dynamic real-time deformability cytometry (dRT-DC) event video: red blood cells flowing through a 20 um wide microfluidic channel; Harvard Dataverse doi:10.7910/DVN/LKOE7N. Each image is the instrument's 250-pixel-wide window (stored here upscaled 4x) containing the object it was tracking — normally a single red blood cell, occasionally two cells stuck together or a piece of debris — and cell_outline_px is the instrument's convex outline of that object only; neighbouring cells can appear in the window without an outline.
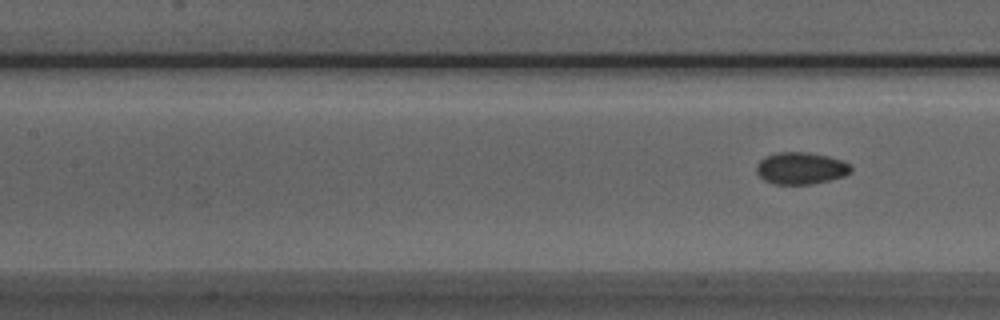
{"species": "Egyptian fruit bat (a non-hibernating species)", "species_latin": "Rousettus aegyptiacus", "temperature_condition": "room temperature", "stored_images_in_passage": 12, "camera_frame_rate_fps": 3000, "um_per_image_px": 0.085, "animal": {"sex": "male"}, "frame": {"image": 1, "passage_image": 12, "time_ms": 3.667, "image_size_px": [1000, 320], "cell_outline_px": [[852, 172], [844, 176], [812, 184], [776, 184], [764, 180], [756, 172], [756, 164], [764, 156], [776, 152], [808, 152], [828, 156], [840, 160], [848, 164], [852, 168]], "centroid_in_image_um": [68.04, 14.29], "position_along_channel_um": 139.4, "area_um2": 17.63}}